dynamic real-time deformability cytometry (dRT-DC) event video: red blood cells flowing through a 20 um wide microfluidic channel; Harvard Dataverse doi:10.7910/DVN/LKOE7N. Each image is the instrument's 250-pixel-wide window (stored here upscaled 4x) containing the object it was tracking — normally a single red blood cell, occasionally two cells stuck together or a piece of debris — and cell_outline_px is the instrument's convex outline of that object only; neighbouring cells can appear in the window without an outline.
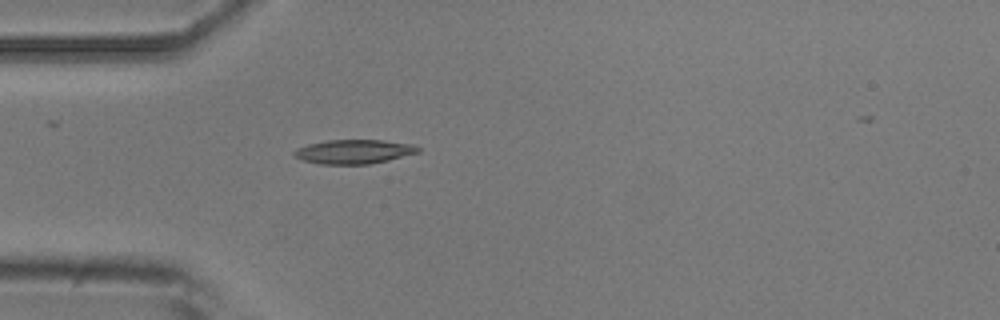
{"species": "common noctule bat (a hibernating species)", "species_latin": "Nyctalus noctula", "temperature_condition": "room temperature", "stored_images_in_passage": 4, "camera_frame_rate_fps": 3000, "um_per_image_px": 0.085, "animal": {"sex": "male", "body_mass_g": 20.5, "forearm_length_mm": 52.5}, "frame": {"image": 1, "passage_image": 4, "time_ms": 3.667, "image_size_px": [1000, 320], "cell_outline_px": [[420, 152], [388, 160], [368, 164], [320, 164], [304, 160], [296, 156], [292, 152], [296, 148], [308, 144], [328, 140], [384, 140], [412, 144], [420, 148]], "centroid_in_image_um": [30.09, 12.88], "position_along_channel_um": 54.9, "area_um2": 17.34}}